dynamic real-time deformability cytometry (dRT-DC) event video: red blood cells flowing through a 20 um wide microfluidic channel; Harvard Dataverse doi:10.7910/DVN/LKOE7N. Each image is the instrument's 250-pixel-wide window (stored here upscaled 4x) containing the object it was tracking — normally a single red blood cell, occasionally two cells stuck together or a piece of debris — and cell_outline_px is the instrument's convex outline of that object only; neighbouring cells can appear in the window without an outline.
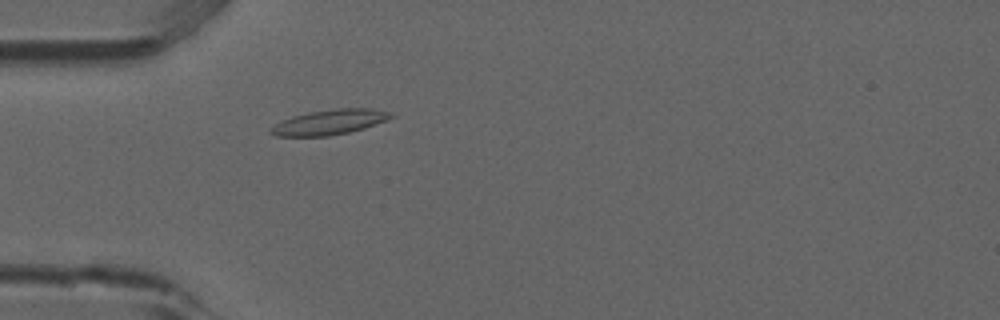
{"species": "common noctule bat (a hibernating species)", "species_latin": "Nyctalus noctula", "temperature_condition": "room temperature", "stored_images_in_passage": 50, "camera_frame_rate_fps": 3000, "um_per_image_px": 0.085, "animal": {"sex": "male", "forearm_length_mm": 52.5}, "frame": {"image": 1, "passage_image": 13, "time_ms": 4.0, "image_size_px": [1000, 320], "cell_outline_px": [[396, 116], [364, 128], [348, 132], [328, 136], [276, 136], [268, 132], [268, 128], [292, 116], [308, 112], [336, 108], [368, 108], [392, 112]], "centroid_in_image_um": [28.0, 10.37], "position_along_channel_um": 57.0, "area_um2": 17.51}}
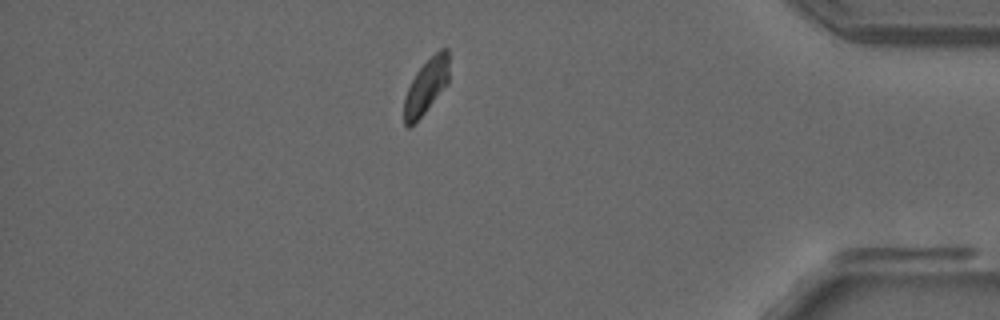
{"frame": {"image": 2, "passage_image": 43, "time_ms": 14.0, "image_size_px": [1000, 320], "cell_outline_px": [[448, 84], [424, 112], [408, 128], [404, 124], [404, 96], [416, 72], [440, 48], [448, 48]], "centroid_in_image_um": [36.22, 7.33], "position_along_channel_um": 399.0, "area_um2": 14.05}}
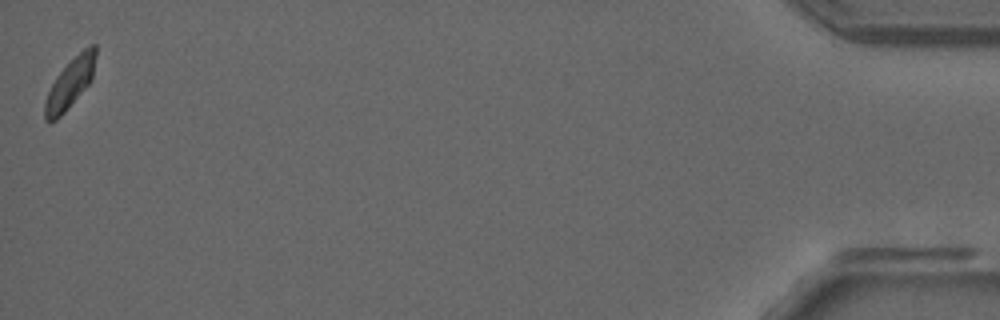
{"frame": {"image": 3, "passage_image": 50, "time_ms": 16.333, "image_size_px": [1000, 320], "cell_outline_px": [[96, 56], [92, 80], [64, 112], [56, 120], [48, 124], [44, 120], [44, 104], [48, 92], [52, 84], [60, 72], [88, 44], [96, 44]], "centroid_in_image_um": [5.96, 7.11], "position_along_channel_um": 429.2, "area_um2": 14.51}, "authors_computed_cell_mechanics": {"area_um2": 15.7794, "velocity_mm_per_s": 3.8519, "shape_relaxation_time_tau1_ms": null, "shape_relaxation_time_tau2_ms": 7.1672, "deformation_change_tau1": null, "deformation_change_tau2": 0.117}}